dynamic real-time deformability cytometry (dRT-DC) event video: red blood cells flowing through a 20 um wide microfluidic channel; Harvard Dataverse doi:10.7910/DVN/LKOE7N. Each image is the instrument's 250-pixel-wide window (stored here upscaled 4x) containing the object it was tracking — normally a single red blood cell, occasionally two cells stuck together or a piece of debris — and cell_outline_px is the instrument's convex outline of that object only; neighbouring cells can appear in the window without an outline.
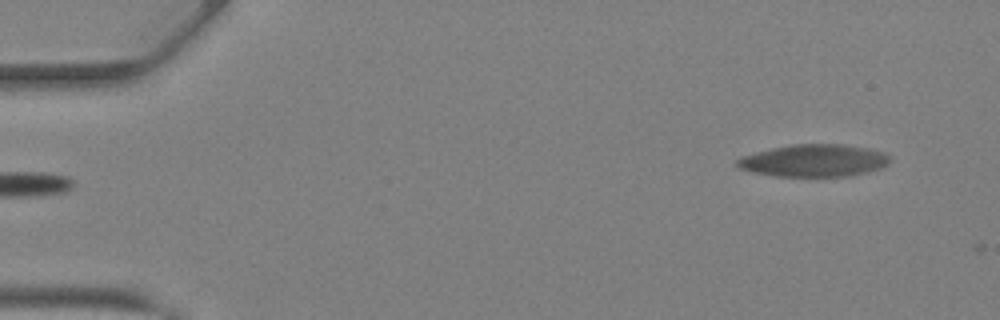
{"species": "Egyptian fruit bat (a non-hibernating species)", "species_latin": "Rousettus aegyptiacus", "temperature_condition": "warm", "stored_images_in_passage": 2, "camera_frame_rate_fps": 3000, "um_per_image_px": 0.085, "animal": {"sex": "female"}, "frame": {"image": 1, "passage_image": 1, "time_ms": 0.0, "image_size_px": [1000, 320], "cell_outline_px": [[892, 156], [888, 164], [880, 168], [868, 172], [848, 176], [776, 176], [752, 172], [740, 168], [736, 164], [736, 160], [740, 156], [772, 148], [792, 144], [844, 144], [868, 148], [884, 152]], "centroid_in_image_um": [69.21, 13.64], "position_along_channel_um": 15.8, "area_um2": 28.9}}